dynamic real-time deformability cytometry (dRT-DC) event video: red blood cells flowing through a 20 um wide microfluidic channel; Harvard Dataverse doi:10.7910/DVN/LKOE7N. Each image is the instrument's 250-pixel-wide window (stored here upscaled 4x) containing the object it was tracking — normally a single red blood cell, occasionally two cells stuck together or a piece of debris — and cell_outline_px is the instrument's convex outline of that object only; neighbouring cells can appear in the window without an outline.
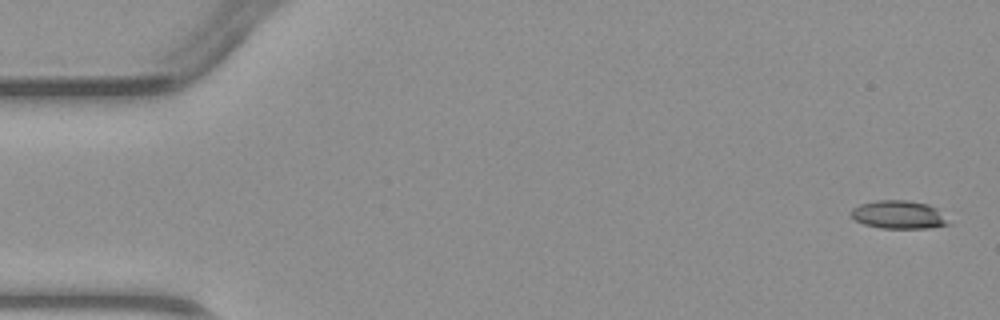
{"species": "common noctule bat (a hibernating species)", "species_latin": "Nyctalus noctula", "temperature_condition": "warm", "stored_images_in_passage": 4, "camera_frame_rate_fps": 3000, "um_per_image_px": 0.085, "animal": {"sex": "male", "body_mass_g": 23.1, "forearm_length_mm": 52.7}, "frame": {"image": 1, "passage_image": 1, "time_ms": 0.0, "image_size_px": [1000, 320], "cell_outline_px": [[952, 224], [928, 228], [880, 228], [864, 224], [856, 220], [848, 212], [852, 208], [860, 204], [876, 200], [908, 200], [928, 204], [936, 208]], "centroid_in_image_um": [76.37, 18.24], "position_along_channel_um": 8.6, "area_um2": 16.07}}
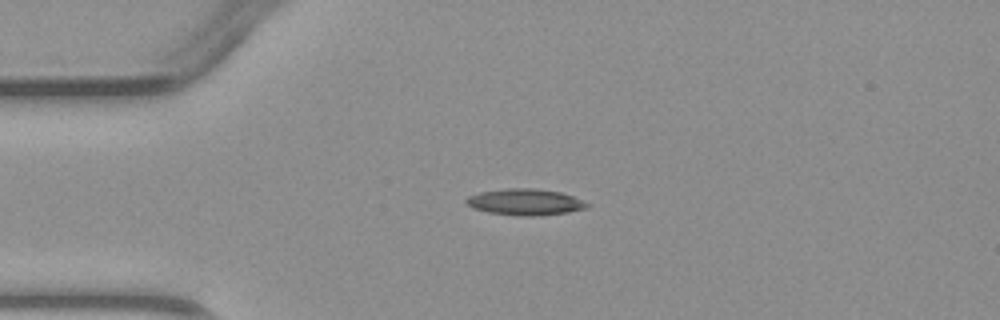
{"frame": {"image": 2, "passage_image": 4, "time_ms": 3.333, "image_size_px": [1000, 320], "cell_outline_px": [[592, 204], [588, 208], [568, 212], [540, 216], [520, 216], [488, 212], [472, 208], [464, 200], [468, 196], [480, 192], [504, 188], [532, 188], [560, 192], [572, 196]], "centroid_in_image_um": [44.65, 17.17], "position_along_channel_um": 40.3, "area_um2": 18.67}}